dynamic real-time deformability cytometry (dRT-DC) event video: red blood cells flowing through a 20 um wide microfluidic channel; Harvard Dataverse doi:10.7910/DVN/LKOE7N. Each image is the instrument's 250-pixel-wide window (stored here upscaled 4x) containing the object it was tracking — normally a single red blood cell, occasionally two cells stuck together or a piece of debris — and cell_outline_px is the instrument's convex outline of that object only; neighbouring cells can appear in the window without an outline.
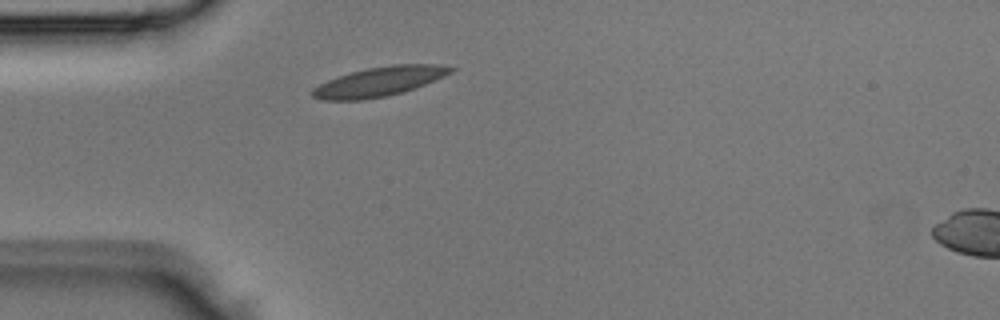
{"species": "Egyptian fruit bat (a non-hibernating species)", "species_latin": "Rousettus aegyptiacus", "temperature_condition": "room temperature", "stored_images_in_passage": 1, "camera_frame_rate_fps": 3000, "um_per_image_px": 0.085, "animal": {"sex": "male"}, "frame": {"image": 1, "passage_image": 1, "time_ms": 0.0, "image_size_px": [1000, 320], "cell_outline_px": [[456, 68], [452, 72], [444, 76], [424, 84], [400, 92], [384, 96], [360, 100], [324, 100], [312, 96], [312, 88], [328, 80], [352, 72], [368, 68], [392, 64], [436, 64]], "centroid_in_image_um": [32.23, 6.92], "position_along_channel_um": 52.8, "area_um2": 23.18}}